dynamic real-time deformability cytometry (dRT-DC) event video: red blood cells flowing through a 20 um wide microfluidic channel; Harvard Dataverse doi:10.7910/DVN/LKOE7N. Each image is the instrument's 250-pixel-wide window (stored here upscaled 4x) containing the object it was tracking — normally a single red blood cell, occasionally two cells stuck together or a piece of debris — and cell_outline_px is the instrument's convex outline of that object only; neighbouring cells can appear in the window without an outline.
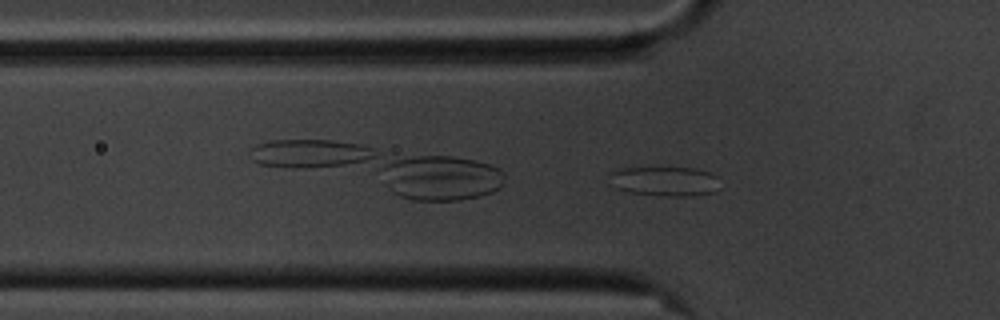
{"species": "common noctule bat (a hibernating species)", "species_latin": "Nyctalus noctula", "temperature_condition": "cold", "stored_images_in_passage": 39, "camera_frame_rate_fps": 3000, "um_per_image_px": 0.085, "animal": {"sex": "male", "body_mass_g": 20.1, "forearm_length_mm": 53.5}, "frame": {"image": 1, "passage_image": 2, "time_ms": 0.333, "image_size_px": [1000, 320], "cell_outline_px": [[716, 176], [712, 192], [696, 196], [660, 196], [624, 192], [616, 188], [608, 172], [620, 168], [696, 168], [708, 172]], "centroid_in_image_um": [56.41, 15.41], "position_along_channel_um": 69.4, "area_um2": 18.79}}
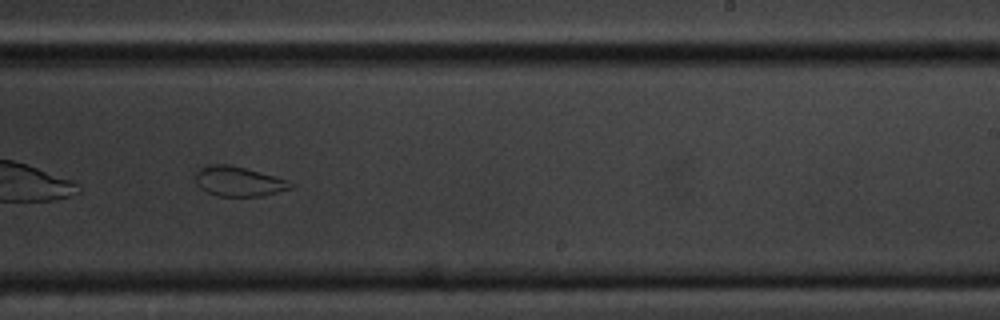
{"frame": {"image": 2, "passage_image": 19, "time_ms": 6.0, "image_size_px": [1000, 320], "cell_outline_px": [[296, 184], [292, 188], [260, 196], [220, 196], [208, 192], [200, 188], [196, 184], [196, 168], [208, 164], [228, 164], [292, 180]], "centroid_in_image_um": [20.3, 15.4], "position_along_channel_um": 268.7, "area_um2": 16.7}}
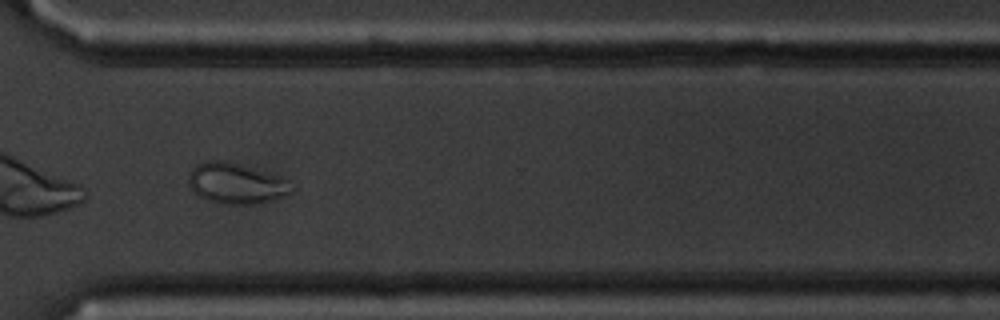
{"frame": {"image": 3, "passage_image": 26, "time_ms": 8.333, "image_size_px": [1000, 320], "cell_outline_px": [[296, 188], [292, 192], [272, 200], [252, 204], [224, 204], [208, 200], [200, 196], [188, 184], [188, 176], [192, 168], [196, 164], [204, 160], [224, 160], [280, 176], [292, 180]], "centroid_in_image_um": [20.11, 15.58], "position_along_channel_um": 350.5, "area_um2": 24.57}, "authors_computed_cell_mechanics": {"area_um2": 18.3226, "velocity_mm_per_s": 3.5153, "shape_relaxation_time_tau1_ms": null, "shape_relaxation_time_tau2_ms": 1.3807, "deformation_change_tau1": null, "deformation_change_tau2": 0.0498}}